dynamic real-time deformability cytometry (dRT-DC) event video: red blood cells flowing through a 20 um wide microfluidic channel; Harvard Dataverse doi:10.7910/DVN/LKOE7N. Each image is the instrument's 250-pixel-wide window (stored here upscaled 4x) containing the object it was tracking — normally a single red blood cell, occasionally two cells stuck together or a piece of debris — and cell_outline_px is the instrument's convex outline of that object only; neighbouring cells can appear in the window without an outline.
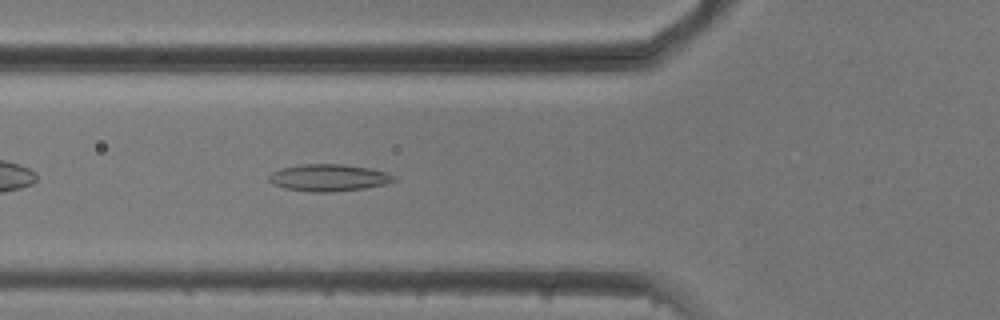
{"species": "common noctule bat (a hibernating species)", "species_latin": "Nyctalus noctula", "temperature_condition": "cold", "stored_images_in_passage": 30, "camera_frame_rate_fps": 3000, "um_per_image_px": 0.085, "animal": {"sex": "male", "body_mass_g": 20.5, "forearm_length_mm": 52.5}, "frame": {"image": 1, "passage_image": 3, "time_ms": 0.667, "image_size_px": [1000, 320], "cell_outline_px": [[396, 180], [384, 184], [364, 188], [328, 192], [312, 192], [284, 188], [272, 184], [268, 180], [268, 176], [272, 172], [280, 168], [304, 164], [344, 164], [372, 168], [388, 172], [396, 176]], "centroid_in_image_um": [27.94, 15.09], "position_along_channel_um": 97.9, "area_um2": 19.77}}
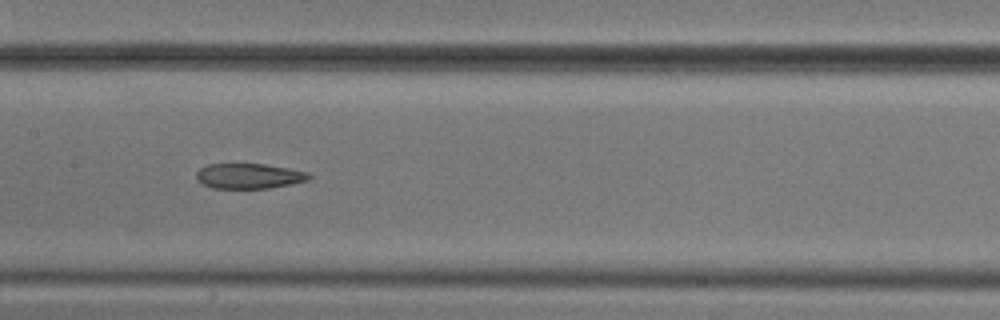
{"frame": {"image": 2, "passage_image": 10, "time_ms": 3.0, "image_size_px": [1000, 320], "cell_outline_px": [[312, 176], [308, 180], [292, 184], [268, 188], [212, 188], [200, 184], [196, 180], [196, 172], [200, 168], [208, 164], [264, 164], [288, 168], [308, 172]], "centroid_in_image_um": [21.13, 14.96], "position_along_channel_um": 186.3, "area_um2": 16.65}}
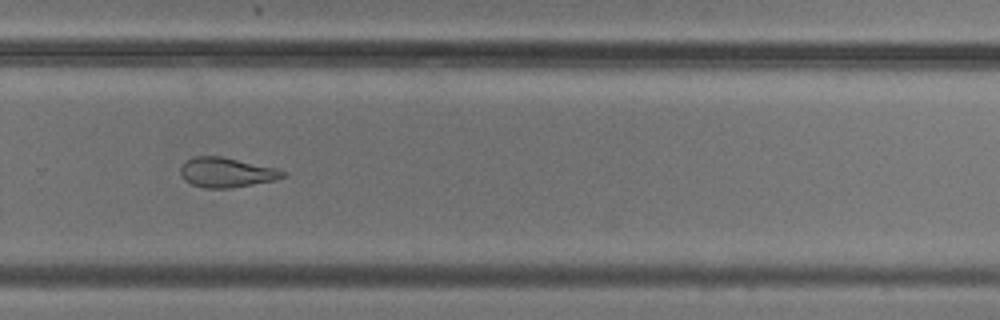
{"frame": {"image": 3, "passage_image": 20, "time_ms": 6.333, "image_size_px": [1000, 320], "cell_outline_px": [[288, 176], [276, 180], [228, 188], [204, 188], [192, 184], [184, 180], [180, 172], [180, 168], [192, 156], [220, 156], [276, 168], [288, 172]], "centroid_in_image_um": [19.28, 14.66], "position_along_channel_um": 310.5, "area_um2": 17.69}}